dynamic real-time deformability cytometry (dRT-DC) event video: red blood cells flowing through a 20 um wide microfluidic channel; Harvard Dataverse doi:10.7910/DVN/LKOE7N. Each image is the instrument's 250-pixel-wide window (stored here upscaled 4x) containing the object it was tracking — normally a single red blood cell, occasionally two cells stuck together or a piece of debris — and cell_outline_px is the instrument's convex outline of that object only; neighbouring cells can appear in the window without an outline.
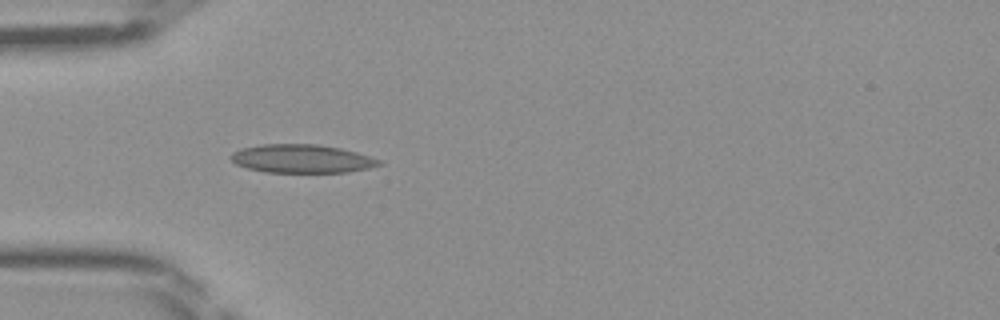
{"species": "Egyptian fruit bat (a non-hibernating species)", "species_latin": "Rousettus aegyptiacus", "temperature_condition": "room temperature", "stored_images_in_passage": 22, "camera_frame_rate_fps": 3000, "um_per_image_px": 0.085, "frame": {"image": 1, "passage_image": 3, "time_ms": 0.667, "image_size_px": [1000, 320], "cell_outline_px": [[384, 164], [368, 168], [348, 172], [264, 172], [248, 168], [236, 164], [228, 156], [232, 152], [240, 148], [264, 144], [316, 144], [340, 148], [356, 152], [380, 160]], "centroid_in_image_um": [25.62, 13.49], "position_along_channel_um": 59.4, "area_um2": 24.51}}
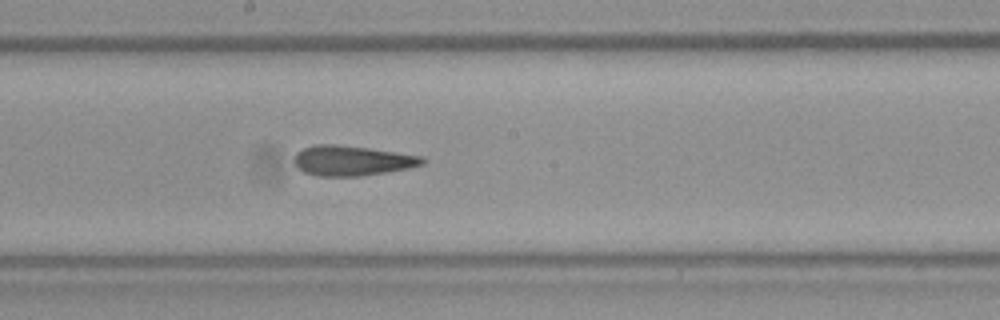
{"frame": {"image": 2, "passage_image": 14, "time_ms": 4.333, "image_size_px": [1000, 320], "cell_outline_px": [[428, 160], [424, 164], [408, 168], [360, 176], [320, 176], [304, 172], [296, 168], [292, 160], [296, 152], [304, 148], [316, 144], [336, 144], [368, 148], [424, 156]], "centroid_in_image_um": [29.9, 13.65], "position_along_channel_um": 218.3, "area_um2": 22.6}}
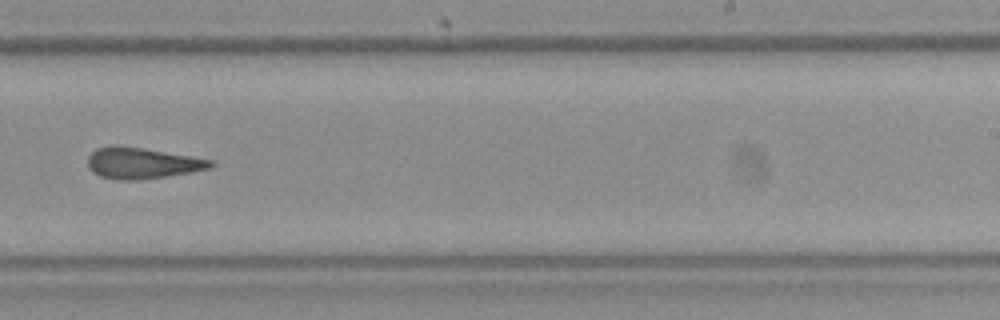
{"frame": {"image": 3, "passage_image": 18, "time_ms": 5.667, "image_size_px": [1000, 320], "cell_outline_px": [[216, 164], [212, 168], [192, 172], [136, 180], [116, 180], [100, 176], [92, 172], [88, 168], [88, 156], [96, 148], [116, 144], [144, 148], [216, 160]], "centroid_in_image_um": [12.1, 13.85], "position_along_channel_um": 276.9, "area_um2": 22.6}}